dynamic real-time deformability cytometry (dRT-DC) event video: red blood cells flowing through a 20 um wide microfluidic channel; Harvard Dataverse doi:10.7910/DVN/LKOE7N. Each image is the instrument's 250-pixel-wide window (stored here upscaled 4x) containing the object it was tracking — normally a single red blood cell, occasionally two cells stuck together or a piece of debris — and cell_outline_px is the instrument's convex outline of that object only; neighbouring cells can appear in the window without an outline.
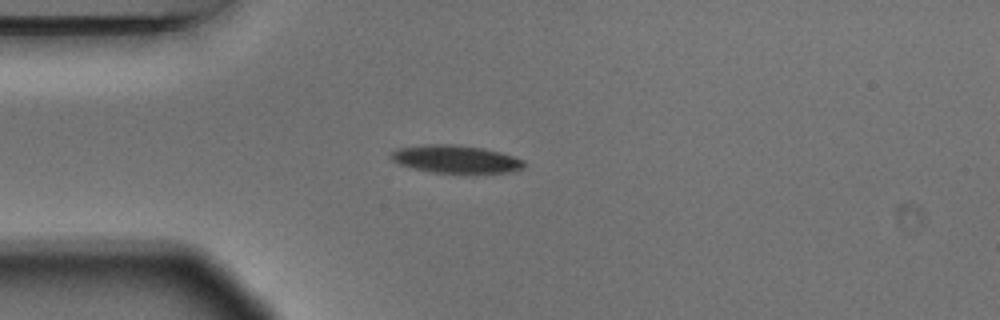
{"species": "Egyptian fruit bat (a non-hibernating species)", "species_latin": "Rousettus aegyptiacus", "temperature_condition": "warm", "stored_images_in_passage": 3, "camera_frame_rate_fps": 3000, "um_per_image_px": 0.085, "animal": {"sex": "male"}, "frame": {"image": 1, "passage_image": 3, "time_ms": 0.667, "image_size_px": [1000, 320], "cell_outline_px": [[524, 168], [508, 172], [432, 172], [400, 164], [392, 160], [392, 152], [396, 148], [424, 144], [456, 144], [484, 148], [500, 152], [524, 160]], "centroid_in_image_um": [38.74, 13.5], "position_along_channel_um": 46.3, "area_um2": 21.21}}